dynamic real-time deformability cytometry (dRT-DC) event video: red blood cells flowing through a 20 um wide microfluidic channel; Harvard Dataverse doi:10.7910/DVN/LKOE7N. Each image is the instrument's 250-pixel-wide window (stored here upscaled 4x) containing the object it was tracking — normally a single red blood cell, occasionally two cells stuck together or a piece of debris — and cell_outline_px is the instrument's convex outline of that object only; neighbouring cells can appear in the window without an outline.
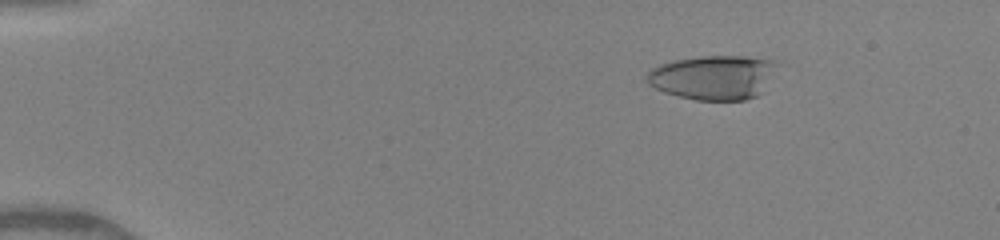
{"species": "human", "species_latin": "Homo sapiens", "temperature_condition": "warm", "stored_images_in_passage": 19, "camera_frame_rate_fps": 3000, "um_per_image_px": 0.085, "donor": {"sex": "female"}, "frame": {"image": 1, "passage_image": 8, "time_ms": 2.333, "image_size_px": [1000, 240], "cell_outline_px": [[780, 64], [760, 92], [756, 96], [744, 100], [696, 100], [664, 92], [648, 84], [644, 80], [648, 72], [652, 68], [660, 64], [672, 60], [700, 56], [744, 56], [772, 60]], "centroid_in_image_um": [60.6, 6.56], "position_along_channel_um": 24.4, "area_um2": 33.64}}
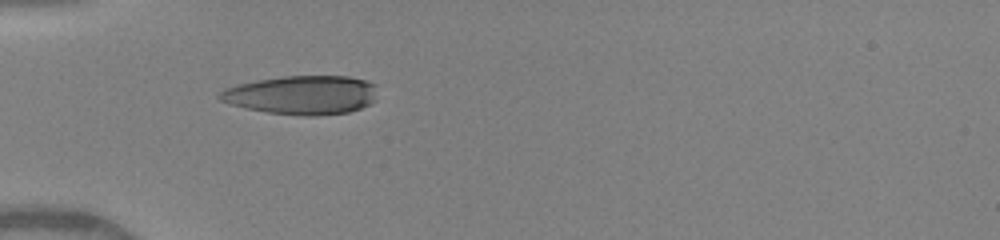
{"frame": {"image": 2, "passage_image": 17, "time_ms": 5.333, "image_size_px": [1000, 240], "cell_outline_px": [[376, 100], [360, 108], [348, 112], [316, 116], [300, 116], [268, 112], [228, 104], [220, 100], [216, 96], [224, 88], [236, 84], [256, 80], [284, 76], [348, 76], [364, 80], [376, 84]], "centroid_in_image_um": [25.65, 8.07], "position_along_channel_um": 59.4, "area_um2": 35.95}}